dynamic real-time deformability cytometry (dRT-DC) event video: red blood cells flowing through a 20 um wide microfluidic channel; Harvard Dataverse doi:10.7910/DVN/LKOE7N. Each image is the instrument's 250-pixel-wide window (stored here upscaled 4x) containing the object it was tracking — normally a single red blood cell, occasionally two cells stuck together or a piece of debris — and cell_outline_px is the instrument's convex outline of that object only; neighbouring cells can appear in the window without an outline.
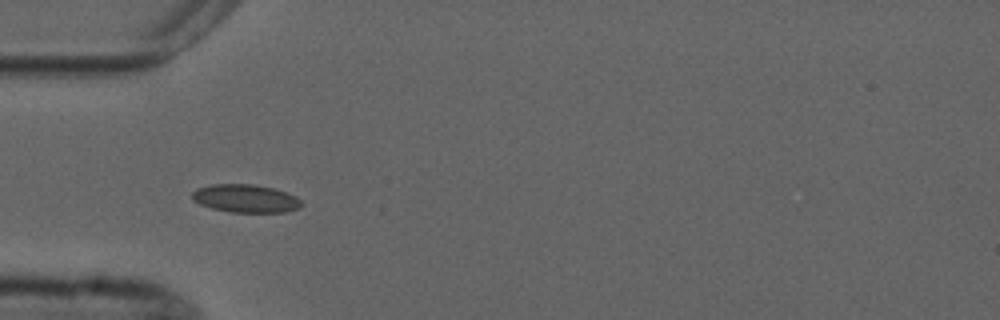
{"species": "common noctule bat (a hibernating species)", "species_latin": "Nyctalus noctula", "temperature_condition": "cold", "stored_images_in_passage": 8, "camera_frame_rate_fps": 3000, "um_per_image_px": 0.085, "animal": {"sex": "male", "forearm_length_mm": 52.5}, "frame": {"image": 1, "passage_image": 5, "time_ms": 5.333, "image_size_px": [1000, 320], "cell_outline_px": [[304, 204], [300, 208], [284, 212], [232, 212], [212, 208], [200, 204], [192, 200], [192, 192], [196, 188], [212, 184], [252, 184], [272, 188], [296, 196]], "centroid_in_image_um": [20.86, 16.87], "position_along_channel_um": 64.1, "area_um2": 17.86}}
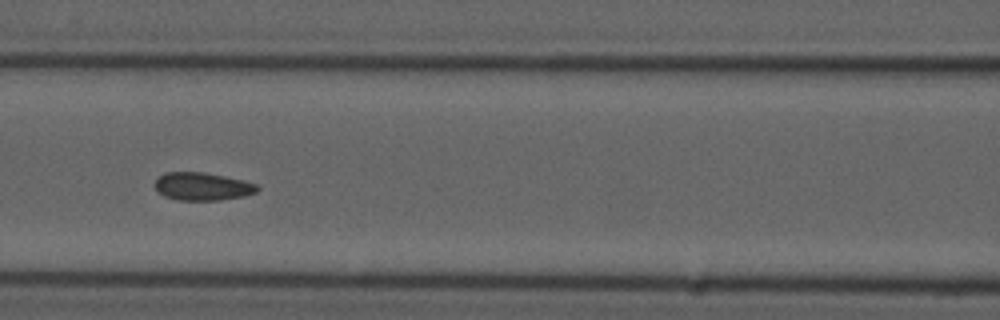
{"frame": {"image": 2, "passage_image": 7, "time_ms": 7.667, "image_size_px": [1000, 320], "cell_outline_px": [[260, 188], [256, 192], [244, 196], [220, 200], [176, 200], [164, 196], [156, 188], [156, 180], [164, 172], [204, 172], [244, 180], [256, 184]], "centroid_in_image_um": [17.23, 15.85], "position_along_channel_um": 149.4, "area_um2": 16.59}}
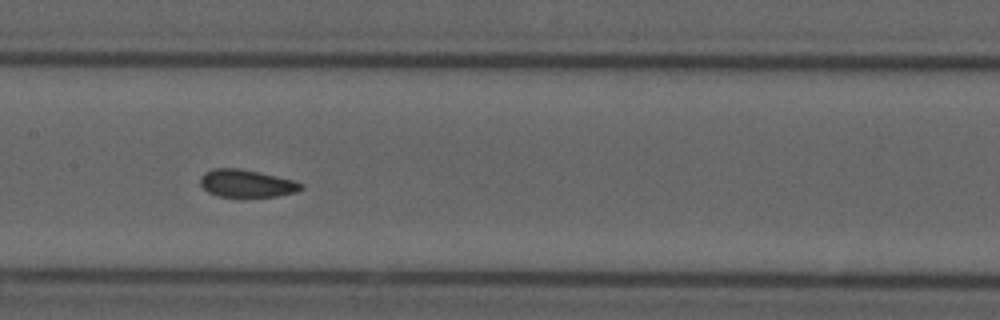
{"frame": {"image": 3, "passage_image": 8, "time_ms": 8.667, "image_size_px": [1000, 320], "cell_outline_px": [[304, 188], [296, 192], [276, 196], [220, 196], [208, 192], [200, 184], [200, 176], [204, 172], [212, 168], [240, 168], [260, 172], [296, 180], [304, 184]], "centroid_in_image_um": [20.98, 15.57], "position_along_channel_um": 186.4, "area_um2": 16.3}}